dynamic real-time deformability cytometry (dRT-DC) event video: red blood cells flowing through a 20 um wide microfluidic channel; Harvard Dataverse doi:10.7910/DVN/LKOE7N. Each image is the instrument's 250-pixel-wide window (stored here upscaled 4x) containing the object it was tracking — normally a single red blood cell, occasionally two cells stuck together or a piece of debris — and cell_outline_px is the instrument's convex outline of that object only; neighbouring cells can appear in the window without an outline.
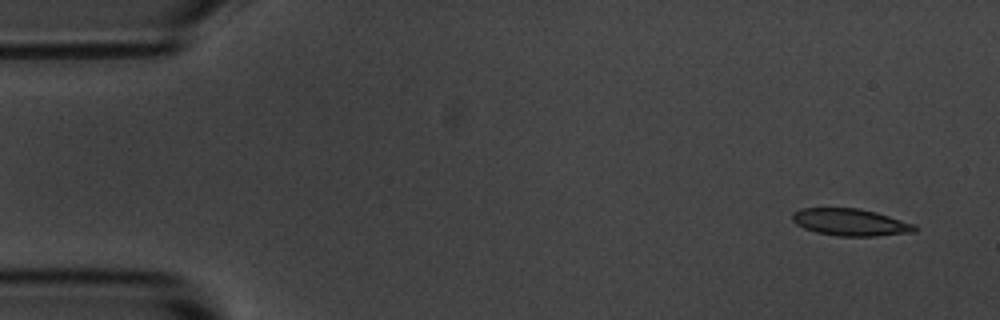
{"species": "common noctule bat (a hibernating species)", "species_latin": "Nyctalus noctula", "temperature_condition": "room temperature", "stored_images_in_passage": 5, "camera_frame_rate_fps": 3000, "um_per_image_px": 0.085, "animal": {"sex": "male", "body_mass_g": 20.1, "forearm_length_mm": 53.5}, "frame": {"image": 1, "passage_image": 1, "time_ms": 0.0, "image_size_px": [1000, 320], "cell_outline_px": [[920, 228], [916, 232], [876, 236], [840, 236], [816, 232], [804, 228], [796, 224], [792, 220], [792, 212], [804, 208], [856, 208], [876, 212], [916, 224]], "centroid_in_image_um": [72.33, 18.89], "position_along_channel_um": 12.7, "area_um2": 19.42}}
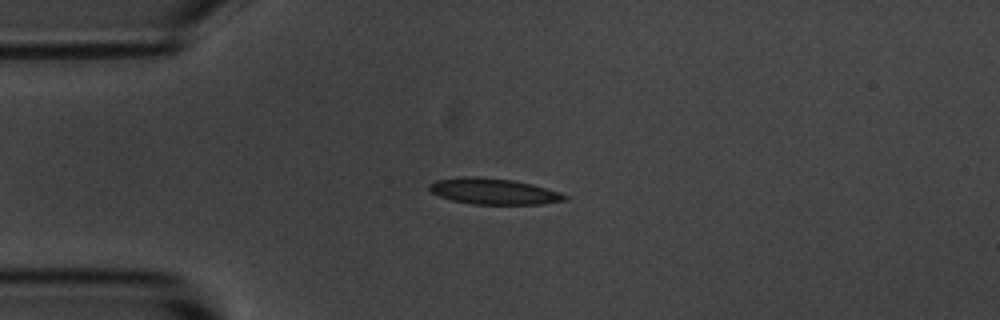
{"frame": {"image": 2, "passage_image": 4, "time_ms": 3.333, "image_size_px": [1000, 320], "cell_outline_px": [[568, 200], [544, 204], [472, 204], [452, 200], [440, 196], [432, 192], [428, 188], [428, 184], [436, 180], [464, 176], [476, 176], [512, 180], [532, 184], [560, 192], [568, 196]], "centroid_in_image_um": [41.97, 16.26], "position_along_channel_um": 43.0, "area_um2": 20.58}}